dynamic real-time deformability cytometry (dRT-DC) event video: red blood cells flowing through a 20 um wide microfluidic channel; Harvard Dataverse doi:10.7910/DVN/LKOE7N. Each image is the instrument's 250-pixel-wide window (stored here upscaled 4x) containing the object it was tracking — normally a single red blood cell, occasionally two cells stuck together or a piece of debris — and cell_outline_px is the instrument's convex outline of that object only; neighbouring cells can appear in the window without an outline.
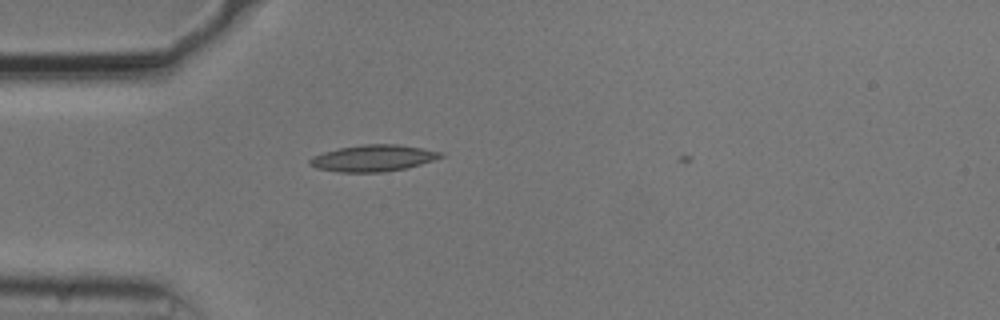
{"species": "common noctule bat (a hibernating species)", "species_latin": "Nyctalus noctula", "temperature_condition": "cold", "stored_images_in_passage": 5, "camera_frame_rate_fps": 3000, "um_per_image_px": 0.085, "animal": {"sex": "male", "body_mass_g": 20.5, "forearm_length_mm": 52.5}, "frame": {"image": 1, "passage_image": 4, "time_ms": 1.0, "image_size_px": [1000, 320], "cell_outline_px": [[444, 156], [408, 168], [384, 172], [340, 172], [316, 168], [308, 164], [308, 160], [312, 156], [324, 152], [340, 148], [364, 144], [396, 144], [424, 148], [444, 152]], "centroid_in_image_um": [31.73, 13.44], "position_along_channel_um": 53.3, "area_um2": 20.29}}